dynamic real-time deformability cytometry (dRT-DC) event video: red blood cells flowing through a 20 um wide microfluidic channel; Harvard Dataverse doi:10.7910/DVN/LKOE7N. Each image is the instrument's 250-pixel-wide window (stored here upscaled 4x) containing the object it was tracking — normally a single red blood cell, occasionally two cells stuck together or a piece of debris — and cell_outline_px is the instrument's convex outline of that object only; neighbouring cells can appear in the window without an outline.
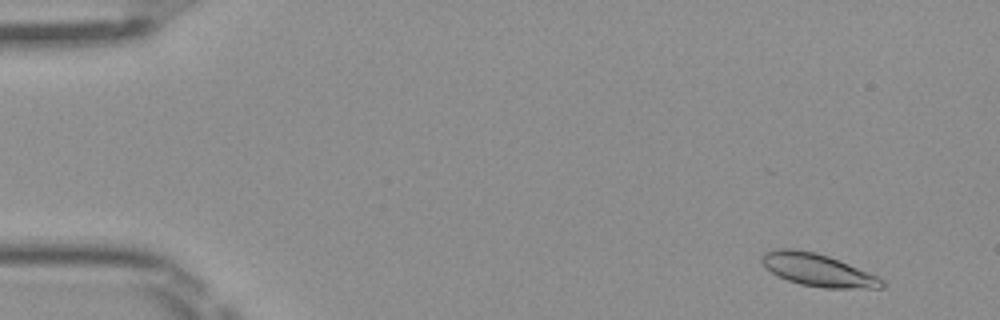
{"species": "Egyptian fruit bat (a non-hibernating species)", "species_latin": "Rousettus aegyptiacus", "temperature_condition": "room temperature", "stored_images_in_passage": 34, "camera_frame_rate_fps": 3000, "um_per_image_px": 0.085, "frame": {"image": 1, "passage_image": 4, "time_ms": 1.0, "image_size_px": [1000, 320], "cell_outline_px": [[884, 288], [824, 288], [800, 284], [788, 280], [772, 272], [760, 260], [760, 256], [764, 252], [776, 248], [792, 248], [816, 252], [828, 256], [880, 276], [884, 280]], "centroid_in_image_um": [69.54, 22.94], "position_along_channel_um": 15.5, "area_um2": 22.83}}
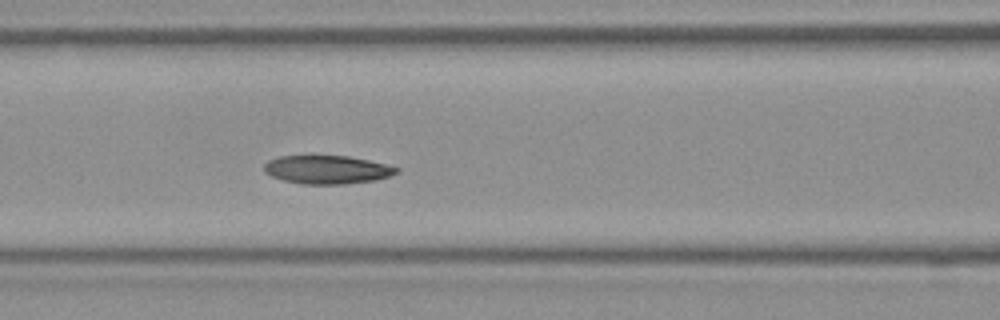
{"frame": {"image": 2, "passage_image": 22, "time_ms": 7.0, "image_size_px": [1000, 320], "cell_outline_px": [[400, 172], [388, 176], [372, 180], [344, 184], [304, 184], [284, 180], [272, 176], [264, 172], [264, 164], [268, 160], [280, 156], [312, 152], [348, 156], [368, 160], [400, 168]], "centroid_in_image_um": [27.74, 14.36], "position_along_channel_um": 138.9, "area_um2": 22.66}}
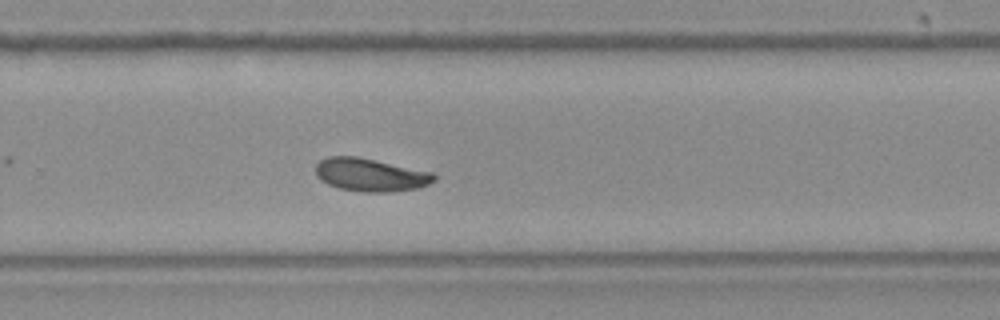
{"frame": {"image": 3, "passage_image": 34, "time_ms": 11.0, "image_size_px": [1000, 320], "cell_outline_px": [[436, 180], [420, 188], [392, 192], [360, 192], [340, 188], [328, 184], [320, 180], [316, 176], [316, 164], [320, 160], [328, 156], [356, 156], [432, 172], [436, 176]], "centroid_in_image_um": [31.49, 14.87], "position_along_channel_um": 298.3, "area_um2": 22.89}}